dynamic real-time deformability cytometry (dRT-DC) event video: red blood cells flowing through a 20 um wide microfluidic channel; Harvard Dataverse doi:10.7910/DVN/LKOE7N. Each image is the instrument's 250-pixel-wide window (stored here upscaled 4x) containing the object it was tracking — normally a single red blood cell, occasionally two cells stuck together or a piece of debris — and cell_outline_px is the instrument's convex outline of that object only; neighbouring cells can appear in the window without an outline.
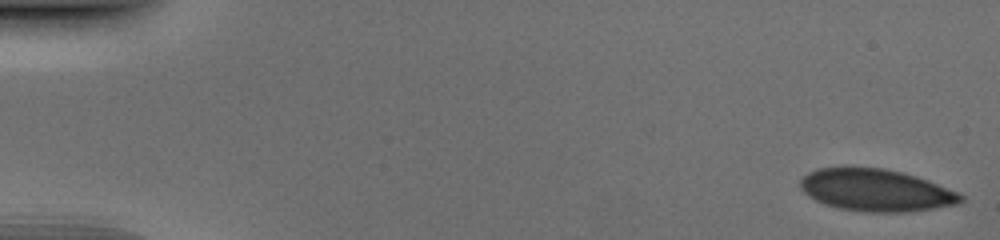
{"species": "human", "species_latin": "Homo sapiens", "temperature_condition": "cold", "stored_images_in_passage": 51, "camera_frame_rate_fps": 3000, "um_per_image_px": 0.085, "donor": {"sex": "male"}, "frame": {"image": 1, "passage_image": 1, "time_ms": 0.0, "image_size_px": [1000, 240], "cell_outline_px": [[964, 200], [956, 204], [932, 208], [904, 212], [868, 212], [840, 208], [816, 200], [808, 196], [800, 188], [800, 180], [808, 172], [816, 168], [884, 168], [916, 176], [928, 180], [960, 192], [964, 196]], "centroid_in_image_um": [74.48, 16.16], "position_along_channel_um": 10.5, "area_um2": 39.07}}
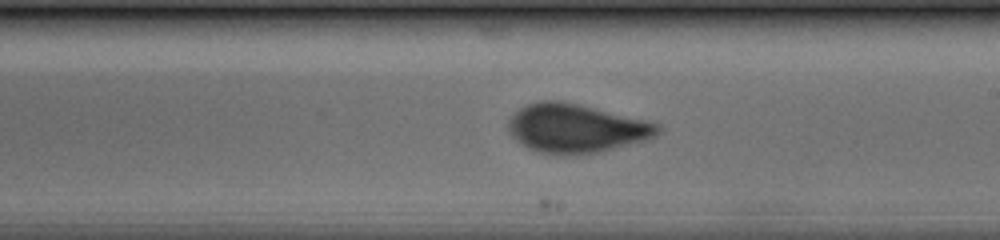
{"frame": {"image": 2, "passage_image": 30, "time_ms": 9.667, "image_size_px": [1000, 240], "cell_outline_px": [[664, 132], [656, 136], [644, 140], [600, 152], [568, 156], [560, 156], [540, 152], [528, 148], [520, 144], [508, 132], [508, 120], [512, 112], [528, 104], [540, 100], [560, 100], [580, 104], [648, 120], [660, 124]], "centroid_in_image_um": [48.97, 10.91], "position_along_channel_um": 240.0, "area_um2": 43.23}}
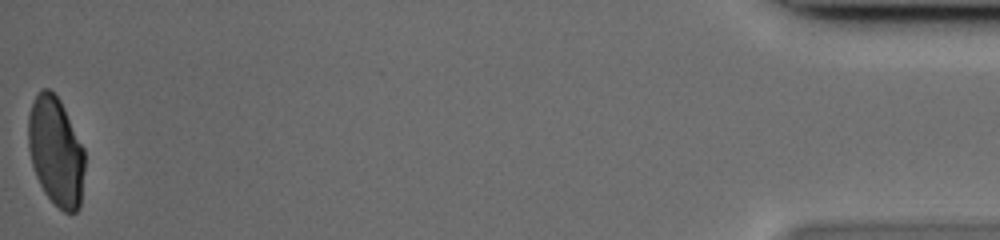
{"frame": {"image": 3, "passage_image": 51, "time_ms": 16.667, "image_size_px": [1000, 240], "cell_outline_px": [[84, 168], [80, 208], [76, 212], [64, 212], [44, 192], [36, 176], [32, 164], [28, 148], [28, 116], [32, 104], [40, 88], [48, 88], [60, 100], [84, 148]], "centroid_in_image_um": [4.74, 12.87], "position_along_channel_um": 430.5, "area_um2": 35.66}}